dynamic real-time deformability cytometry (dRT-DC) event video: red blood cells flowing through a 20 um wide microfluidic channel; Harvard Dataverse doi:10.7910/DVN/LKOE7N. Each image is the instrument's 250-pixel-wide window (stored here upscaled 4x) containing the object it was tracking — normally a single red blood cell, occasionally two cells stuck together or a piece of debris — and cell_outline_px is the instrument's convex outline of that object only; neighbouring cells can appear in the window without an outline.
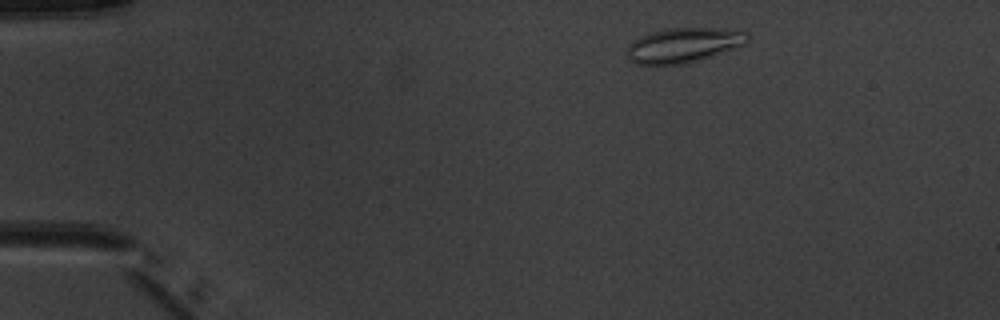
{"species": "common noctule bat (a hibernating species)", "species_latin": "Nyctalus noctula", "temperature_condition": "warm", "stored_images_in_passage": 3, "camera_frame_rate_fps": 3000, "um_per_image_px": 0.085, "animal": {"sex": "male", "body_mass_g": 20.1, "forearm_length_mm": 53.5}, "frame": {"image": 1, "passage_image": 1, "time_ms": 0.0, "image_size_px": [1000, 320], "cell_outline_px": [[748, 40], [744, 44], [684, 64], [636, 64], [628, 60], [628, 44], [632, 40], [648, 32], [668, 28], [712, 28], [748, 32]], "centroid_in_image_um": [58.01, 3.82], "position_along_channel_um": 27.0, "area_um2": 23.99}}